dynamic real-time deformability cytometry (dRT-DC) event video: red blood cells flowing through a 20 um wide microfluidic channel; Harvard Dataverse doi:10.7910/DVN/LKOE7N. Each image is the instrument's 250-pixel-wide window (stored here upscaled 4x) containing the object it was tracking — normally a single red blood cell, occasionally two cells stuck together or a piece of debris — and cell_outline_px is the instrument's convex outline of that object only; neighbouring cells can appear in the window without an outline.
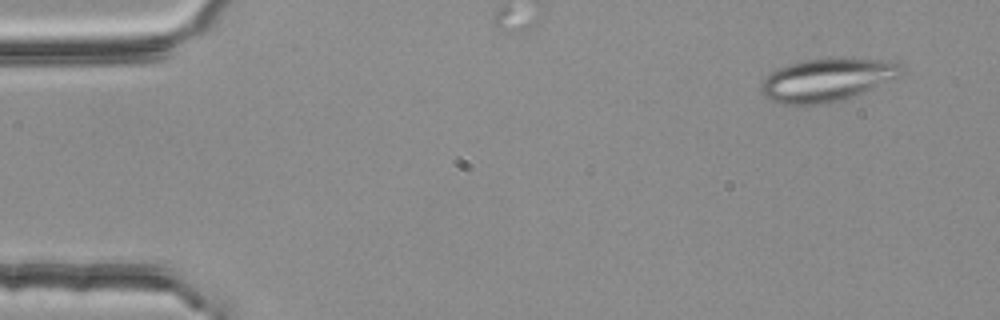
{"species": "common noctule bat (a hibernating species)", "species_latin": "Nyctalus noctula", "temperature_condition": "room temperature", "stored_images_in_passage": 15, "camera_frame_rate_fps": 3000, "um_per_image_px": 0.085, "animal": {"sex": "female", "body_mass_g": 25.1}, "frame": {"image": 1, "passage_image": 4, "time_ms": 1.0, "image_size_px": [1000, 320], "cell_outline_px": [[908, 72], [900, 76], [856, 96], [844, 100], [820, 104], [780, 104], [764, 96], [760, 92], [760, 84], [776, 68], [788, 64], [804, 60], [888, 60], [904, 64]], "centroid_in_image_um": [70.34, 6.81], "position_along_channel_um": 14.7, "area_um2": 34.91}}